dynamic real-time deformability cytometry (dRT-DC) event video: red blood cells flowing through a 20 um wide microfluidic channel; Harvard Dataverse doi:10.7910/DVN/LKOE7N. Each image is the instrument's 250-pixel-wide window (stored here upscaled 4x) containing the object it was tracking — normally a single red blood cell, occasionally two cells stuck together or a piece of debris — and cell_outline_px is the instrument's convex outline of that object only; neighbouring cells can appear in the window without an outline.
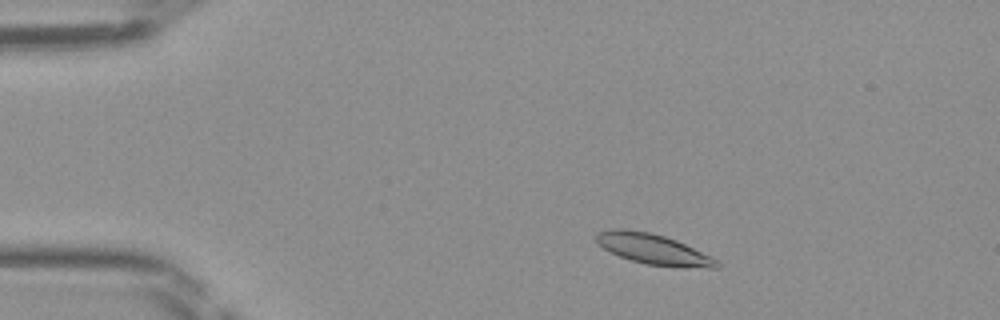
{"species": "Egyptian fruit bat (a non-hibernating species)", "species_latin": "Rousettus aegyptiacus", "temperature_condition": "room temperature", "stored_images_in_passage": 40, "camera_frame_rate_fps": 3000, "um_per_image_px": 0.085, "frame": {"image": 1, "passage_image": 1, "time_ms": 0.0, "image_size_px": [1000, 320], "cell_outline_px": [[720, 268], [684, 268], [644, 264], [620, 256], [604, 248], [596, 240], [596, 232], [616, 228], [624, 228], [648, 232], [664, 236], [676, 240], [712, 256], [720, 264]], "centroid_in_image_um": [55.58, 21.19], "position_along_channel_um": 29.4, "area_um2": 21.39}}
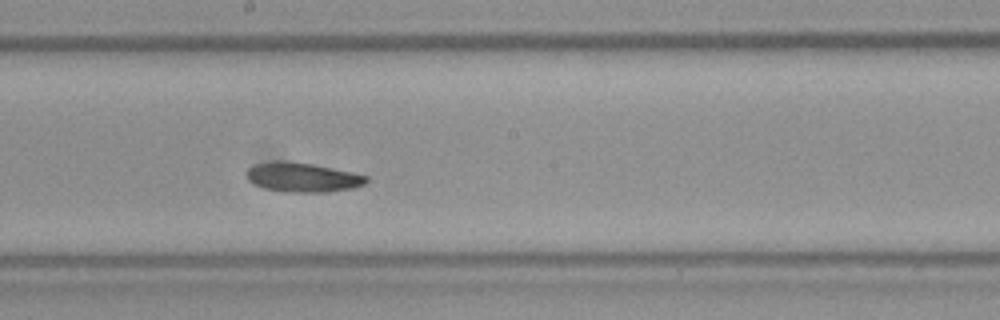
{"frame": {"image": 2, "passage_image": 19, "time_ms": 6.0, "image_size_px": [1000, 320], "cell_outline_px": [[368, 180], [364, 184], [352, 188], [328, 192], [288, 192], [264, 188], [248, 180], [248, 168], [256, 164], [272, 160], [284, 160], [312, 164], [352, 172], [368, 176]], "centroid_in_image_um": [25.72, 15.06], "position_along_channel_um": 222.5, "area_um2": 20.4}}
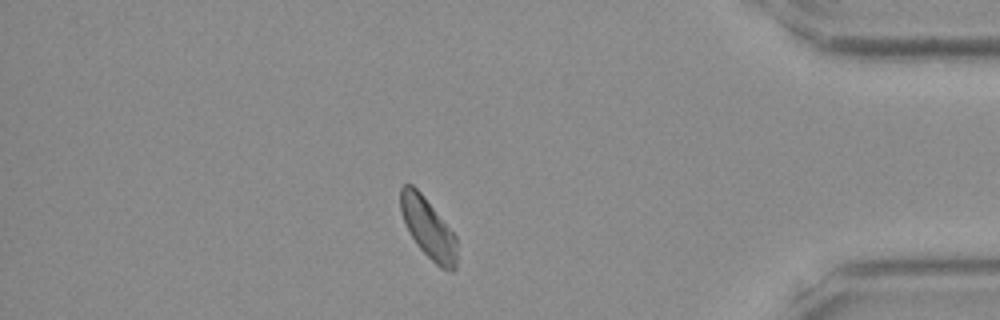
{"frame": {"image": 3, "passage_image": 34, "time_ms": 11.0, "image_size_px": [1000, 320], "cell_outline_px": [[456, 268], [452, 272], [440, 268], [416, 244], [400, 212], [400, 188], [404, 184], [412, 184], [424, 196], [456, 236]], "centroid_in_image_um": [36.39, 19.39], "position_along_channel_um": 398.8, "area_um2": 19.54}}